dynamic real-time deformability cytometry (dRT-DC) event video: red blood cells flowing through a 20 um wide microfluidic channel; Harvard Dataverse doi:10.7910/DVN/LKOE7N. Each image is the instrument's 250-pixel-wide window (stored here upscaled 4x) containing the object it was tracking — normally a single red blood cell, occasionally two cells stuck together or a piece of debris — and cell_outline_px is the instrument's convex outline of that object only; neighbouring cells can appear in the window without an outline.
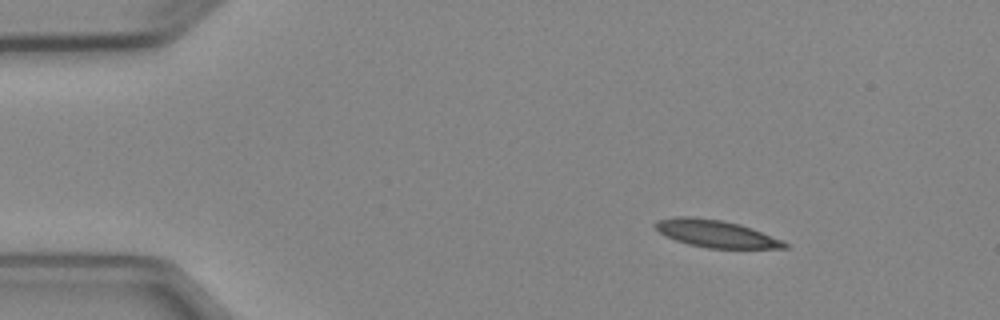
{"species": "Egyptian fruit bat (a non-hibernating species)", "species_latin": "Rousettus aegyptiacus", "temperature_condition": "cold", "stored_images_in_passage": 3, "camera_frame_rate_fps": 3000, "um_per_image_px": 0.085, "animal": {"sex": "female"}, "frame": {"image": 1, "passage_image": 2, "time_ms": 1.333, "image_size_px": [1000, 320], "cell_outline_px": [[788, 248], [708, 248], [688, 244], [676, 240], [660, 232], [652, 224], [656, 220], [676, 216], [688, 216], [720, 220], [740, 224], [752, 228], [784, 240], [788, 244]], "centroid_in_image_um": [60.86, 19.86], "position_along_channel_um": 24.1, "area_um2": 20.52}}